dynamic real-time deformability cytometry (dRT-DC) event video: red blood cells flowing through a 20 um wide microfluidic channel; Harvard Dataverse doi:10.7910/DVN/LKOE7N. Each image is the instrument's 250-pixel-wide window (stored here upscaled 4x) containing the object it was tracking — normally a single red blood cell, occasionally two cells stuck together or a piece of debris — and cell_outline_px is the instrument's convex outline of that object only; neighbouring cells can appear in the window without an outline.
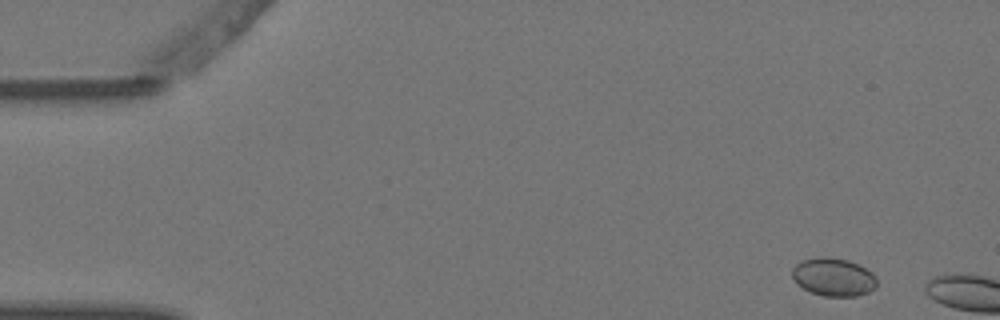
{"species": "Egyptian fruit bat (a non-hibernating species)", "species_latin": "Rousettus aegyptiacus", "temperature_condition": "warm", "stored_images_in_passage": 2, "camera_frame_rate_fps": 3000, "um_per_image_px": 0.085, "animal": {"sex": "female"}, "frame": {"image": 1, "passage_image": 1, "time_ms": 0.0, "image_size_px": [1000, 320], "cell_outline_px": [[876, 288], [868, 292], [856, 296], [824, 296], [812, 292], [796, 284], [792, 276], [792, 268], [800, 260], [820, 256], [832, 256], [848, 260], [872, 272], [876, 276]], "centroid_in_image_um": [70.83, 23.53], "position_along_channel_um": 14.2, "area_um2": 18.96}}